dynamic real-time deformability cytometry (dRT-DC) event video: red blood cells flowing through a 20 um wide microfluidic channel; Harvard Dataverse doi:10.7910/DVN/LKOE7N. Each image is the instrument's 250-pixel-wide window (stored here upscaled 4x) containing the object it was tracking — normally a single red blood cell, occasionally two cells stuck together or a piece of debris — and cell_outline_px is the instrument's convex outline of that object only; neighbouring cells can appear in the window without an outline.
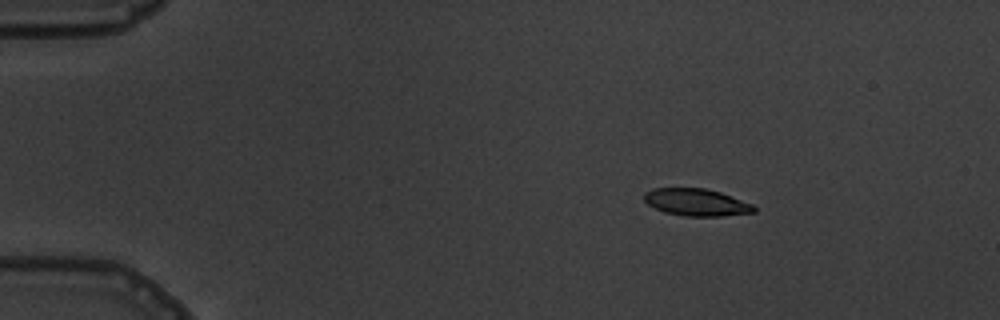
{"species": "common noctule bat (a hibernating species)", "species_latin": "Nyctalus noctula", "temperature_condition": "warm", "stored_images_in_passage": 3, "camera_frame_rate_fps": 3000, "um_per_image_px": 0.085, "animal": {"sex": "male", "body_mass_g": 19.5, "forearm_length_mm": 54.6}, "frame": {"image": 1, "passage_image": 1, "time_ms": 0.0, "image_size_px": [1000, 320], "cell_outline_px": [[756, 212], [724, 216], [684, 216], [664, 212], [648, 204], [644, 200], [644, 192], [652, 188], [704, 188], [720, 192], [752, 204], [756, 208]], "centroid_in_image_um": [59.18, 17.2], "position_along_channel_um": 25.8, "area_um2": 17.4}}